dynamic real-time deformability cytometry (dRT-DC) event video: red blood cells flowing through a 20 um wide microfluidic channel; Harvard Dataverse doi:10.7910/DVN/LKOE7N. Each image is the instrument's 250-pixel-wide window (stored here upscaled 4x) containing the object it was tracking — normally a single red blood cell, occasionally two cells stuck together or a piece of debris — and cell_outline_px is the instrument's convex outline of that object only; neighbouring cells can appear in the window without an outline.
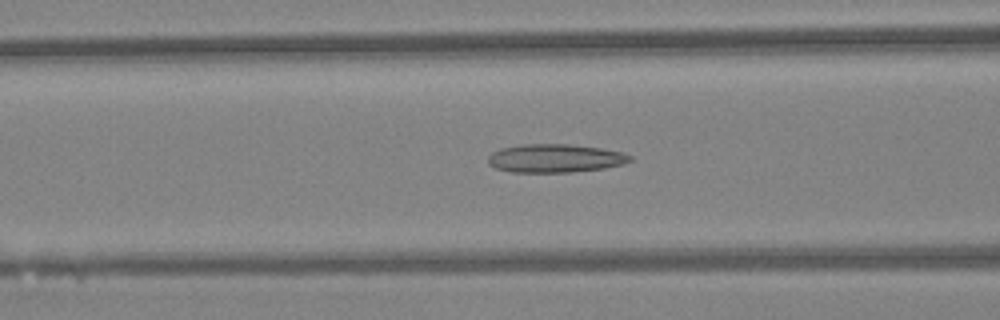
{"species": "Egyptian fruit bat (a non-hibernating species)", "species_latin": "Rousettus aegyptiacus", "temperature_condition": "warm", "stored_images_in_passage": 47, "camera_frame_rate_fps": 3000, "um_per_image_px": 0.085, "animal": {"sex": "female"}, "frame": {"image": 1, "passage_image": 19, "time_ms": 6.0, "image_size_px": [1000, 320], "cell_outline_px": [[632, 160], [624, 164], [604, 168], [572, 172], [512, 172], [496, 168], [488, 164], [488, 156], [492, 152], [500, 148], [520, 144], [568, 144], [600, 148], [620, 152], [632, 156]], "centroid_in_image_um": [47.16, 13.45], "position_along_channel_um": 119.4, "area_um2": 23.52}}
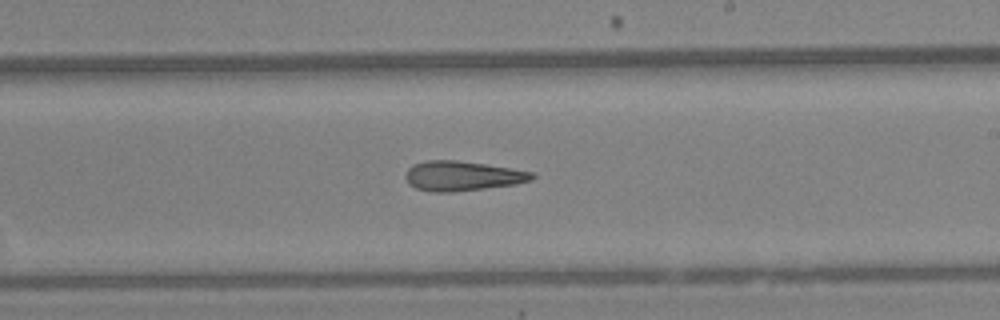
{"frame": {"image": 2, "passage_image": 28, "time_ms": 9.0, "image_size_px": [1000, 320], "cell_outline_px": [[536, 176], [532, 180], [516, 184], [452, 192], [432, 192], [416, 188], [408, 184], [404, 176], [408, 168], [412, 164], [428, 160], [456, 160], [484, 164], [532, 172]], "centroid_in_image_um": [39.25, 14.96], "position_along_channel_um": 249.8, "area_um2": 21.85}}
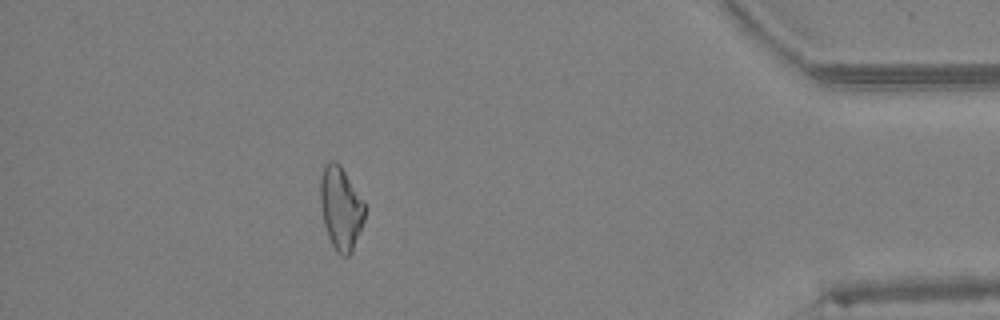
{"frame": {"image": 3, "passage_image": 42, "time_ms": 13.667, "image_size_px": [1000, 320], "cell_outline_px": [[364, 220], [352, 252], [348, 256], [340, 256], [336, 252], [328, 236], [324, 224], [320, 204], [320, 176], [324, 164], [328, 160], [336, 160], [340, 164], [364, 200]], "centroid_in_image_um": [28.95, 17.66], "position_along_channel_um": 406.2, "area_um2": 21.79}, "authors_computed_cell_mechanics": {"area_um2": 22.4264, "velocity_mm_per_s": 4.3711, "shape_relaxation_time_tau1_ms": null, "shape_relaxation_time_tau2_ms": 7.8373, "deformation_change_tau1": null, "deformation_change_tau2": 0.2418}}